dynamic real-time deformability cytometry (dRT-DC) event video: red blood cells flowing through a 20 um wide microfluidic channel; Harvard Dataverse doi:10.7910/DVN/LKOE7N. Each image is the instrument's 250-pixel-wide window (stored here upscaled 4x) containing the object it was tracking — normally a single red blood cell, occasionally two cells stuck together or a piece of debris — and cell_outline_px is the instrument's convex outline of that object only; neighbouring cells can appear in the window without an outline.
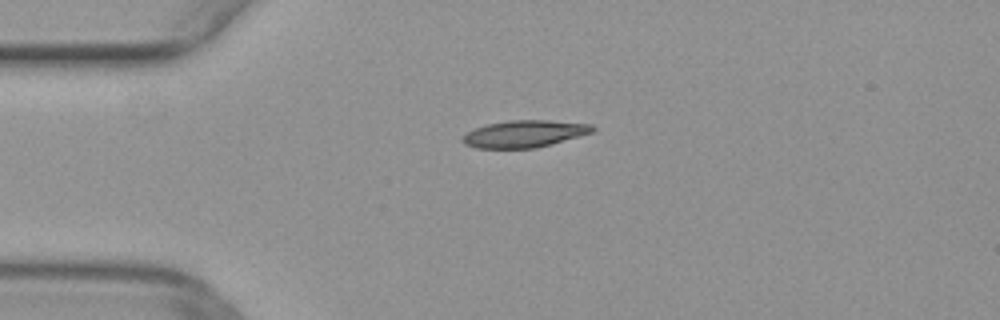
{"species": "common noctule bat (a hibernating species)", "species_latin": "Nyctalus noctula", "temperature_condition": "warm", "stored_images_in_passage": 28, "camera_frame_rate_fps": 3000, "um_per_image_px": 0.085, "animal": {"sex": "female", "body_mass_g": 29.2, "forearm_length_mm": 56.3}, "frame": {"image": 1, "passage_image": 2, "time_ms": 0.333, "image_size_px": [1000, 320], "cell_outline_px": [[596, 128], [592, 132], [580, 136], [536, 148], [476, 148], [464, 144], [460, 140], [460, 136], [476, 128], [488, 124], [508, 120], [548, 120], [592, 124]], "centroid_in_image_um": [44.55, 11.37], "position_along_channel_um": 40.4, "area_um2": 20.52}}
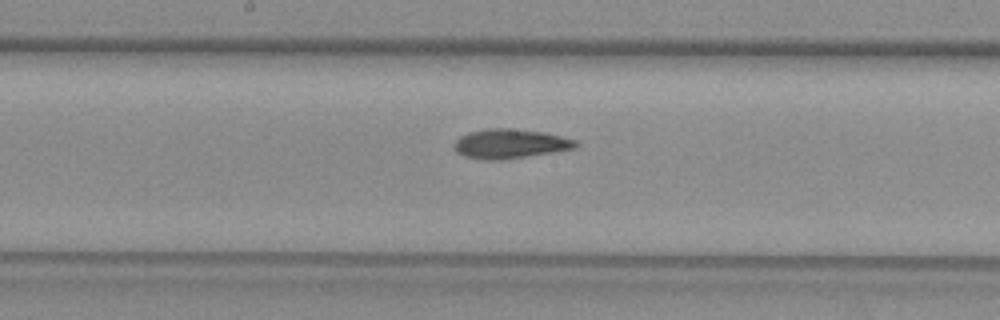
{"frame": {"image": 2, "passage_image": 16, "time_ms": 5.0, "image_size_px": [1000, 320], "cell_outline_px": [[580, 144], [576, 148], [552, 152], [500, 160], [484, 160], [464, 156], [456, 152], [452, 144], [460, 136], [468, 132], [484, 128], [512, 128], [544, 132], [576, 140]], "centroid_in_image_um": [43.32, 12.21], "position_along_channel_um": 204.9, "area_um2": 20.98}}
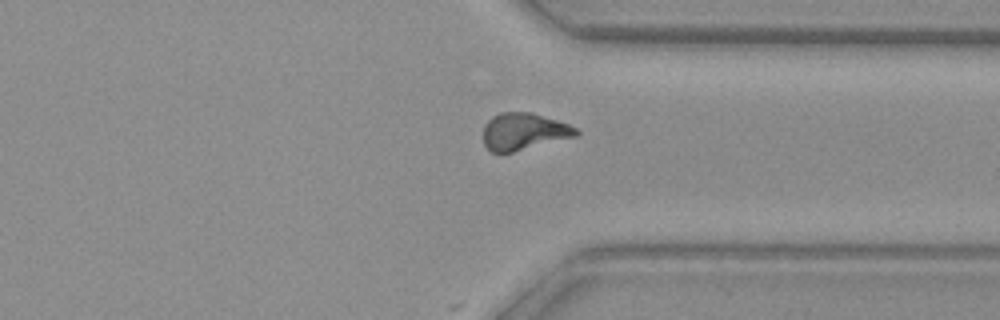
{"frame": {"image": 3, "passage_image": 28, "time_ms": 9.0, "image_size_px": [1000, 320], "cell_outline_px": [[580, 132], [576, 136], [512, 152], [492, 152], [484, 144], [484, 124], [492, 116], [500, 112], [532, 112], [568, 124], [576, 128]], "centroid_in_image_um": [44.51, 11.16], "position_along_channel_um": 366.9, "area_um2": 19.83}}